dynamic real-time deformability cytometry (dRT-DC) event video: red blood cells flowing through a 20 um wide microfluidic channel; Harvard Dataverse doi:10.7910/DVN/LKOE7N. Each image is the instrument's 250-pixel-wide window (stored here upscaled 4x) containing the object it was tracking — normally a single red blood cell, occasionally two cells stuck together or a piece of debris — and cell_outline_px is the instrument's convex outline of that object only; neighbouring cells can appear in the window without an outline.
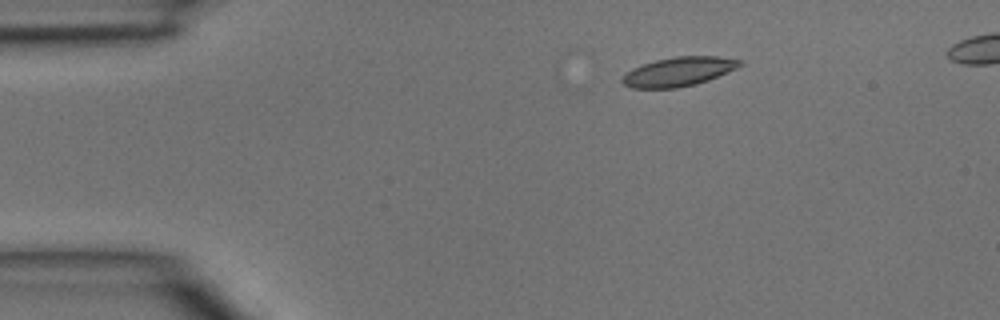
{"species": "common noctule bat (a hibernating species)", "species_latin": "Nyctalus noctula", "temperature_condition": "room temperature", "stored_images_in_passage": 3, "camera_frame_rate_fps": 3000, "um_per_image_px": 0.085, "animal": {"sex": "male", "body_mass_g": 15.6}, "frame": {"image": 1, "passage_image": 1, "time_ms": 0.0, "image_size_px": [1000, 320], "cell_outline_px": [[744, 64], [736, 68], [708, 80], [696, 84], [676, 88], [632, 88], [624, 84], [620, 80], [632, 68], [656, 60], [676, 56], [716, 56], [744, 60]], "centroid_in_image_um": [57.71, 6.08], "position_along_channel_um": 27.3, "area_um2": 19.83}}